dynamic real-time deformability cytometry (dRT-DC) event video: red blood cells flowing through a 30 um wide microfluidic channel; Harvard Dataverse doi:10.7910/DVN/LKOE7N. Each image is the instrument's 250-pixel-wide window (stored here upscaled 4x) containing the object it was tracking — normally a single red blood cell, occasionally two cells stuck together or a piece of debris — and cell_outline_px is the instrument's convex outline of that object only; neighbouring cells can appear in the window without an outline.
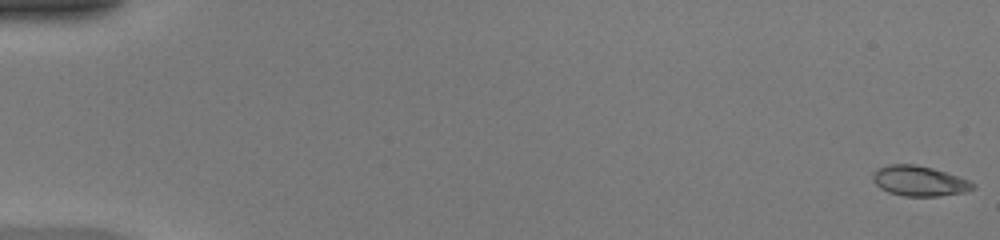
{"species": "common noctule bat (a hibernating species)", "species_latin": "Nyctalus noctula", "temperature_condition": "warm", "stored_images_in_passage": 50, "camera_frame_rate_fps": 3000, "um_per_image_px": 0.085, "animal": {"sex": "female", "body_mass_g": 20.0, "forearm_length_mm": 54.0}, "frame": {"image": 1, "passage_image": 1, "time_ms": 0.0, "image_size_px": [1000, 240], "cell_outline_px": [[976, 188], [964, 192], [940, 196], [904, 196], [888, 192], [880, 188], [872, 180], [872, 176], [880, 168], [888, 164], [916, 164], [932, 168], [968, 180], [976, 184]], "centroid_in_image_um": [78.15, 15.39], "position_along_channel_um": 6.9, "area_um2": 17.46}}
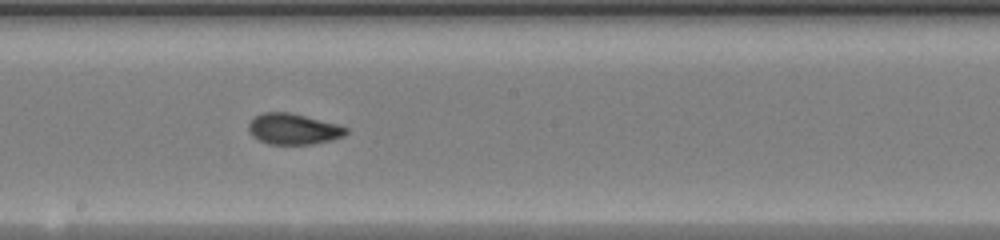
{"frame": {"image": 2, "passage_image": 29, "time_ms": 9.333, "image_size_px": [1000, 240], "cell_outline_px": [[348, 132], [344, 136], [332, 140], [312, 144], [268, 144], [252, 136], [248, 132], [248, 124], [256, 116], [264, 112], [288, 112], [336, 124], [348, 128]], "centroid_in_image_um": [24.92, 10.98], "position_along_channel_um": 223.3, "area_um2": 17.4}}
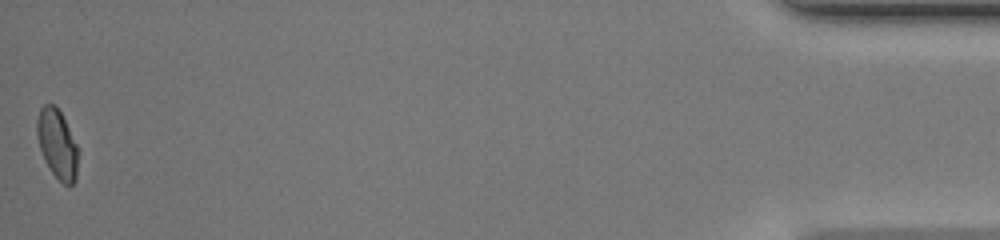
{"frame": {"image": 3, "passage_image": 50, "time_ms": 16.333, "image_size_px": [1000, 240], "cell_outline_px": [[80, 152], [76, 180], [68, 188], [52, 172], [40, 148], [36, 136], [36, 120], [40, 108], [44, 104], [52, 104], [60, 112], [80, 148]], "centroid_in_image_um": [4.91, 12.26], "position_along_channel_um": 430.3, "area_um2": 16.82}, "authors_computed_cell_mechanics": {"area_um2": 17.4267, "velocity_mm_per_s": 4.2415, "shape_relaxation_time_tau1_ms": 9.0044, "shape_relaxation_time_tau2_ms": 1.2557, "deformation_change_tau1": 0.2213, "deformation_change_tau2": 0.0534}}